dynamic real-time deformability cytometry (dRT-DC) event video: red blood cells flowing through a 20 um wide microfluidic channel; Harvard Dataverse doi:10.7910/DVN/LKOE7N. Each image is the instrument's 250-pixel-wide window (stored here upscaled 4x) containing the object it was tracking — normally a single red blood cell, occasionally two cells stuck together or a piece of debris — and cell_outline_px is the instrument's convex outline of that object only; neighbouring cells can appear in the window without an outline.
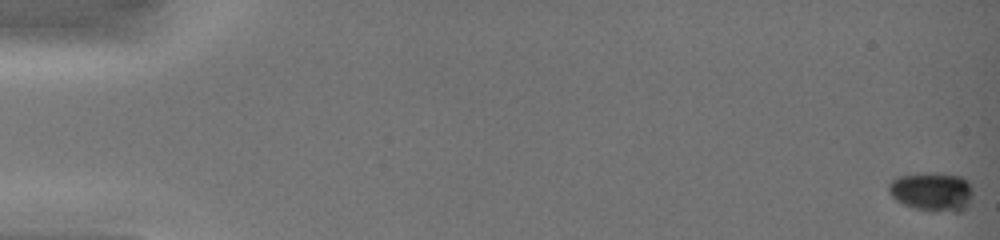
{"species": "common noctule bat (a hibernating species)", "species_latin": "Nyctalus noctula", "temperature_condition": "warm", "stored_images_in_passage": 17, "camera_frame_rate_fps": 3000, "um_per_image_px": 0.085, "animal": {"sex": "female", "body_mass_g": 19.0, "forearm_length_mm": 51.5}, "frame": {"image": 1, "passage_image": 1, "time_ms": 0.0, "image_size_px": [1000, 240], "cell_outline_px": [[972, 196], [968, 204], [960, 212], [932, 212], [912, 208], [896, 200], [888, 192], [888, 184], [892, 180], [900, 176], [924, 172], [940, 172], [960, 176], [968, 180], [972, 184]], "centroid_in_image_um": [79.24, 16.29], "position_along_channel_um": 5.8, "area_um2": 19.65}}
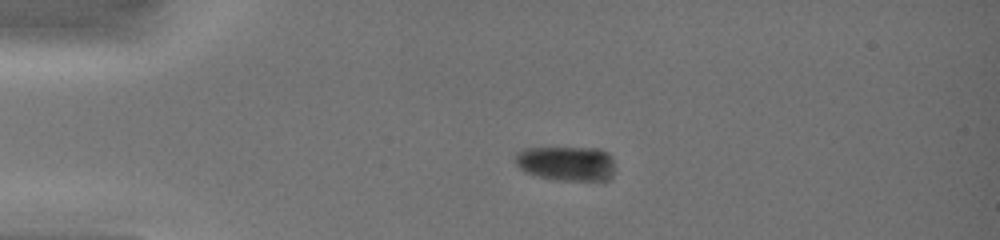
{"frame": {"image": 2, "passage_image": 7, "time_ms": 4.0, "image_size_px": [1000, 240], "cell_outline_px": [[616, 168], [612, 176], [608, 180], [556, 180], [536, 176], [524, 172], [516, 164], [516, 152], [524, 148], [600, 148], [608, 152]], "centroid_in_image_um": [48.16, 13.89], "position_along_channel_um": 36.8, "area_um2": 20.4}}
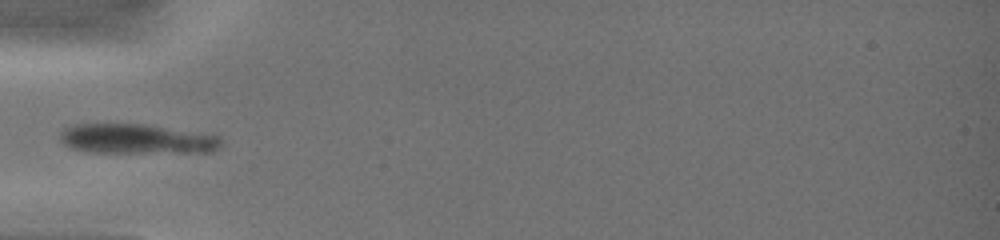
{"frame": {"image": 3, "passage_image": 10, "time_ms": 6.0, "image_size_px": [1000, 240], "cell_outline_px": [[220, 144], [212, 152], [88, 152], [72, 148], [64, 144], [60, 140], [60, 132], [64, 128], [72, 124], [144, 124], [216, 132], [220, 136]], "centroid_in_image_um": [11.71, 11.78], "position_along_channel_um": 73.3, "area_um2": 28.61}}